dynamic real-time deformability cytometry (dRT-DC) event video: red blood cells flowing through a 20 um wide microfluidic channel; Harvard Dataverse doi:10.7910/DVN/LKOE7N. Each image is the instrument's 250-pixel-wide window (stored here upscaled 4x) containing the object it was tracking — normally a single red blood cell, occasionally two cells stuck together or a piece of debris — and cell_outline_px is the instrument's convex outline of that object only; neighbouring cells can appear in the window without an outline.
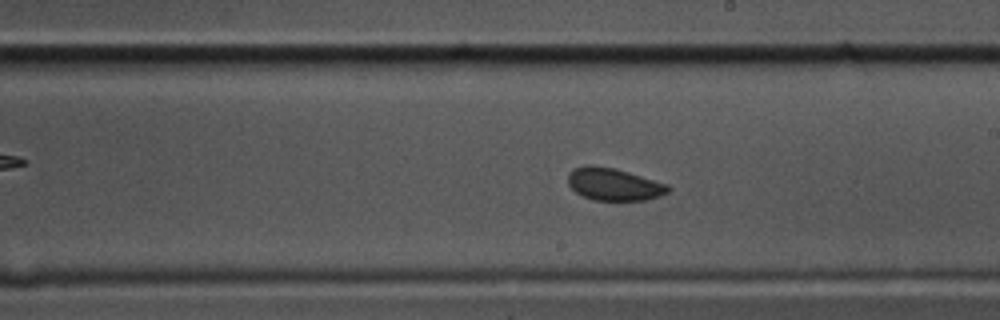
{"species": "common noctule bat (a hibernating species)", "species_latin": "Nyctalus noctula", "temperature_condition": "cold", "stored_images_in_passage": 56, "camera_frame_rate_fps": 3000, "um_per_image_px": 0.085, "animal": {"sex": "male", "body_mass_g": 17.5, "forearm_length_mm": 52.3}, "frame": {"image": 1, "passage_image": 31, "time_ms": 10.0, "image_size_px": [1000, 320], "cell_outline_px": [[672, 188], [668, 192], [660, 196], [648, 200], [592, 200], [576, 192], [568, 184], [568, 172], [572, 168], [584, 164], [592, 164], [612, 168], [628, 172], [668, 184]], "centroid_in_image_um": [52.16, 15.65], "position_along_channel_um": 236.8, "area_um2": 19.07}}
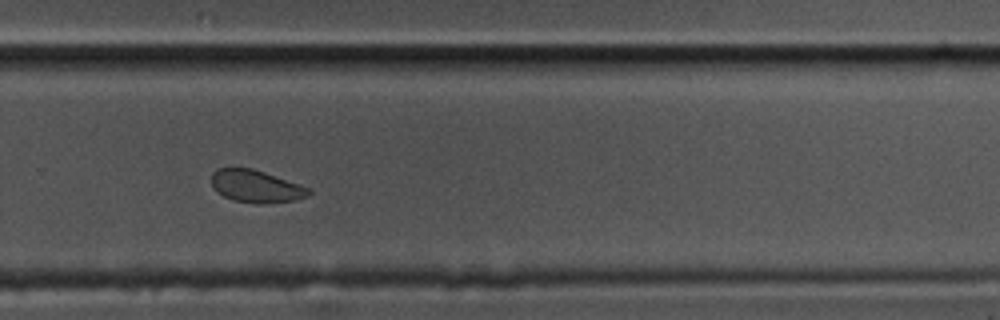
{"frame": {"image": 2, "passage_image": 37, "time_ms": 12.0, "image_size_px": [1000, 320], "cell_outline_px": [[312, 192], [308, 196], [292, 200], [264, 204], [260, 204], [232, 200], [216, 192], [212, 188], [212, 172], [216, 168], [252, 168], [312, 188]], "centroid_in_image_um": [21.75, 15.84], "position_along_channel_um": 308.0, "area_um2": 18.5}}
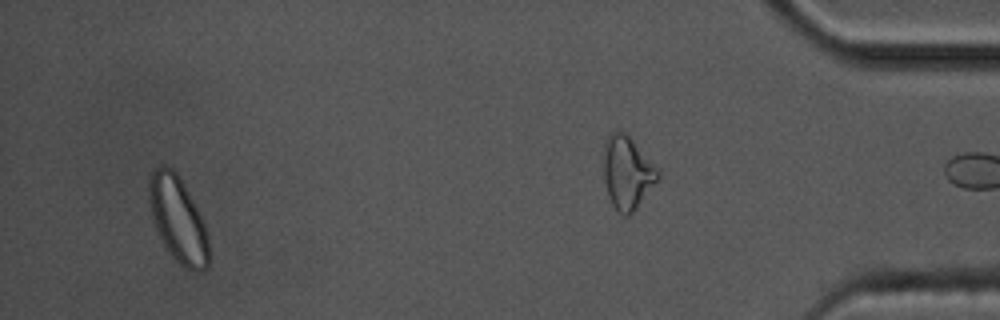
{"frame": {"image": 3, "passage_image": 53, "time_ms": 17.333, "image_size_px": [1000, 320], "cell_outline_px": [[208, 268], [200, 272], [192, 272], [184, 268], [164, 248], [156, 232], [148, 200], [148, 176], [160, 164], [164, 164], [172, 168], [176, 172], [196, 208], [204, 224], [208, 236]], "centroid_in_image_um": [15.09, 18.68], "position_along_channel_um": 420.1, "area_um2": 30.0}, "authors_computed_cell_mechanics": {"area_um2": 19.2763, "velocity_mm_per_s": 3.5557, "shape_relaxation_time_tau1_ms": 7.9623, "shape_relaxation_time_tau2_ms": 1.1206, "deformation_change_tau1": 0.0816, "deformation_change_tau2": 0.0627}}